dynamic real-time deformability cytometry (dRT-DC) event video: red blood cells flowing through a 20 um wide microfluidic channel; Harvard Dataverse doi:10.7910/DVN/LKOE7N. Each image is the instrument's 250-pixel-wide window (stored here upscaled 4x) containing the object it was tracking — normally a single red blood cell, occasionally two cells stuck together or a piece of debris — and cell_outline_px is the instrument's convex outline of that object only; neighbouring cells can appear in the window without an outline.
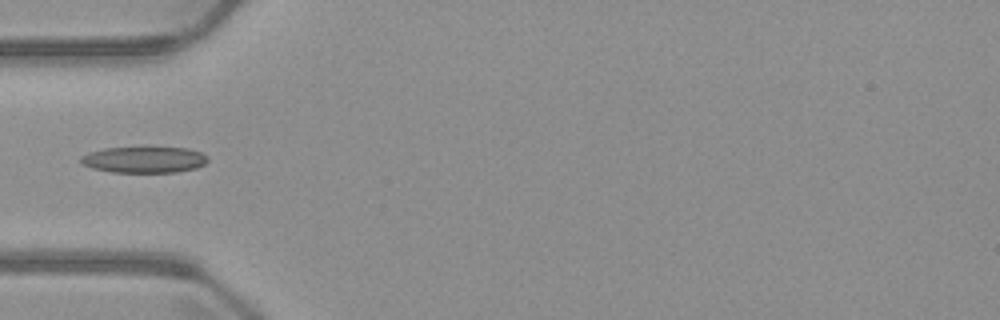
{"species": "common noctule bat (a hibernating species)", "species_latin": "Nyctalus noctula", "temperature_condition": "warm", "stored_images_in_passage": 4, "camera_frame_rate_fps": 3000, "um_per_image_px": 0.085, "animal": {"sex": "male", "body_mass_g": 23.1, "forearm_length_mm": 52.7}, "frame": {"image": 1, "passage_image": 4, "time_ms": 3.667, "image_size_px": [1000, 320], "cell_outline_px": [[208, 160], [204, 164], [196, 168], [176, 172], [112, 172], [92, 168], [84, 164], [80, 160], [80, 156], [88, 152], [104, 148], [188, 148], [200, 152], [208, 156]], "centroid_in_image_um": [12.25, 13.57], "position_along_channel_um": 72.7, "area_um2": 19.25}}